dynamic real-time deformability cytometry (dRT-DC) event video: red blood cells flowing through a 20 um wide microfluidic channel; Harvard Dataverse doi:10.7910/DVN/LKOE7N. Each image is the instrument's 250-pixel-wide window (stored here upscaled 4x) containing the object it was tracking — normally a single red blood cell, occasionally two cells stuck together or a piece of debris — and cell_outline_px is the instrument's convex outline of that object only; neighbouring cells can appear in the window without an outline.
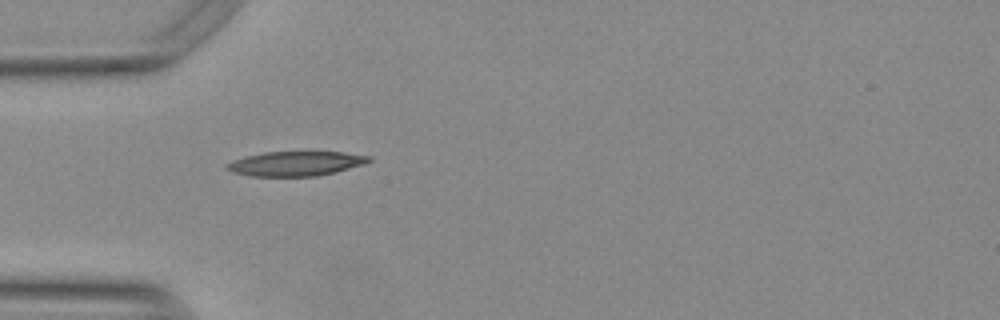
{"species": "Egyptian fruit bat (a non-hibernating species)", "species_latin": "Rousettus aegyptiacus", "temperature_condition": "warm", "stored_images_in_passage": 39, "camera_frame_rate_fps": 3000, "um_per_image_px": 0.085, "animal": {"sex": "female"}, "frame": {"image": 1, "passage_image": 1, "time_ms": 0.0, "image_size_px": [1000, 320], "cell_outline_px": [[372, 160], [364, 164], [336, 172], [316, 176], [252, 176], [232, 172], [224, 168], [224, 164], [232, 160], [244, 156], [264, 152], [344, 152], [372, 156]], "centroid_in_image_um": [25.11, 13.9], "position_along_channel_um": 59.9, "area_um2": 20.52}}
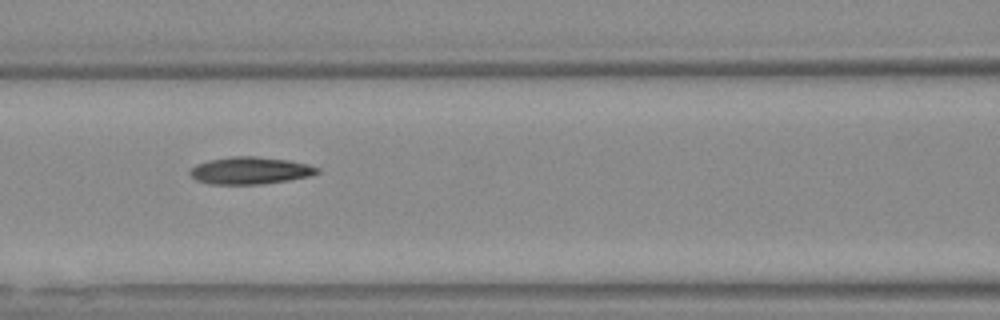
{"frame": {"image": 2, "passage_image": 8, "time_ms": 2.333, "image_size_px": [1000, 320], "cell_outline_px": [[320, 172], [312, 176], [288, 180], [260, 184], [208, 184], [196, 180], [188, 172], [196, 164], [208, 160], [232, 156], [256, 156], [288, 160], [308, 164], [320, 168]], "centroid_in_image_um": [21.27, 14.49], "position_along_channel_um": 145.3, "area_um2": 20.29}}
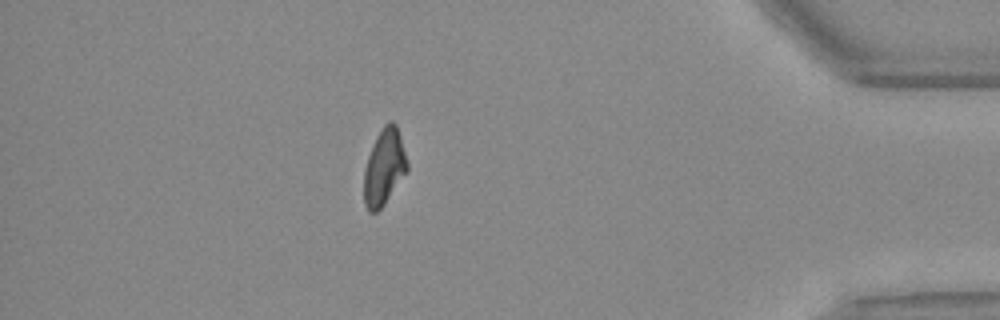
{"frame": {"image": 3, "passage_image": 32, "time_ms": 10.333, "image_size_px": [1000, 320], "cell_outline_px": [[408, 172], [384, 204], [376, 212], [368, 212], [364, 204], [364, 168], [368, 156], [376, 136], [384, 124], [388, 120], [392, 120], [396, 124], [400, 136], [408, 164]], "centroid_in_image_um": [32.65, 14.21], "position_along_channel_um": 402.5, "area_um2": 19.31}, "authors_computed_cell_mechanics": {"area_um2": 19.7098, "velocity_mm_per_s": 3.7666, "shape_relaxation_time_tau1_ms": 10.7226, "shape_relaxation_time_tau2_ms": 4.501, "deformation_change_tau1": 0.2753, "deformation_change_tau2": 0.1217}}